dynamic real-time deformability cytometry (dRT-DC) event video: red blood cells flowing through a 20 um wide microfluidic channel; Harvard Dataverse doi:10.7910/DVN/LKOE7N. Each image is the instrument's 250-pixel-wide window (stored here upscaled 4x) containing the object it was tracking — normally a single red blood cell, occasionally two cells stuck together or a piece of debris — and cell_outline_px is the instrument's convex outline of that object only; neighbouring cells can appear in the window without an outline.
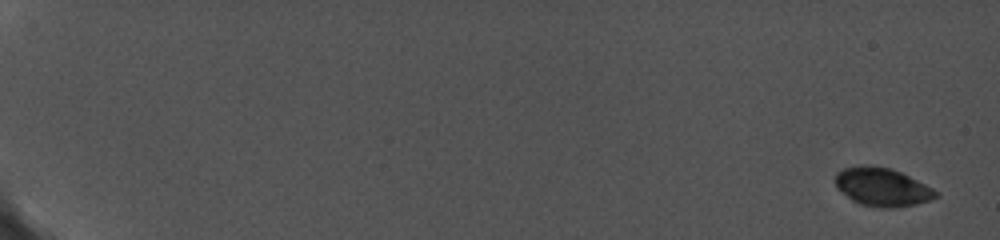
{"species": "common noctule bat (a hibernating species)", "species_latin": "Nyctalus noctula", "temperature_condition": "cold", "stored_images_in_passage": 8, "camera_frame_rate_fps": 5000, "um_per_image_px": 0.085, "animal": {"sex": "female", "body_mass_g": 19.0, "forearm_length_mm": 56.7}, "frame": {"image": 1, "passage_image": 1, "time_ms": 0.0, "image_size_px": [1000, 240], "cell_outline_px": [[940, 196], [916, 204], [896, 208], [880, 208], [860, 204], [852, 200], [840, 192], [836, 188], [836, 172], [844, 168], [864, 164], [892, 168], [940, 192]], "centroid_in_image_um": [74.97, 15.9], "position_along_channel_um": 10.0, "area_um2": 22.6}}